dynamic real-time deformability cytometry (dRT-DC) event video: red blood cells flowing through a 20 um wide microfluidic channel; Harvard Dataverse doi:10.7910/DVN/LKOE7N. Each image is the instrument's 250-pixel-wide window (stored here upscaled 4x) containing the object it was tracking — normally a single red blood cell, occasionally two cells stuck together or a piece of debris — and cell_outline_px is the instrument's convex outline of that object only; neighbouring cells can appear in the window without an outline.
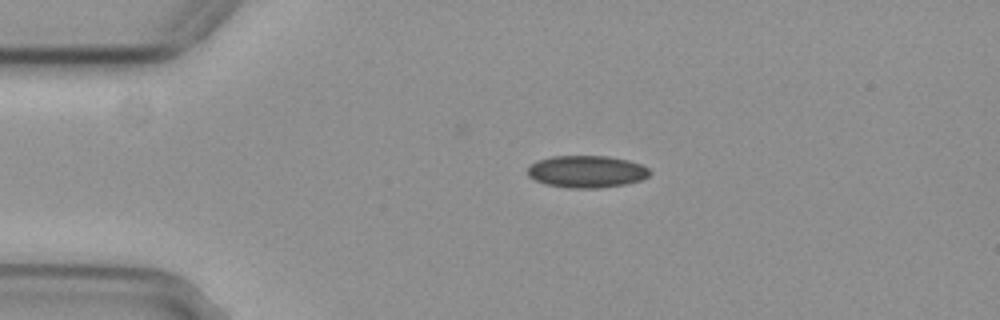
{"species": "common noctule bat (a hibernating species)", "species_latin": "Nyctalus noctula", "temperature_condition": "cold", "stored_images_in_passage": 44, "camera_frame_rate_fps": 3000, "um_per_image_px": 0.085, "animal": {"sex": "female", "body_mass_g": 29.2, "forearm_length_mm": 56.3}, "frame": {"image": 1, "passage_image": 1, "time_ms": 0.0, "image_size_px": [1000, 320], "cell_outline_px": [[652, 172], [648, 176], [640, 180], [624, 184], [600, 188], [568, 188], [544, 184], [528, 176], [528, 168], [536, 160], [552, 156], [608, 156], [628, 160], [640, 164], [648, 168]], "centroid_in_image_um": [49.85, 14.58], "position_along_channel_um": 35.1, "area_um2": 22.89}}
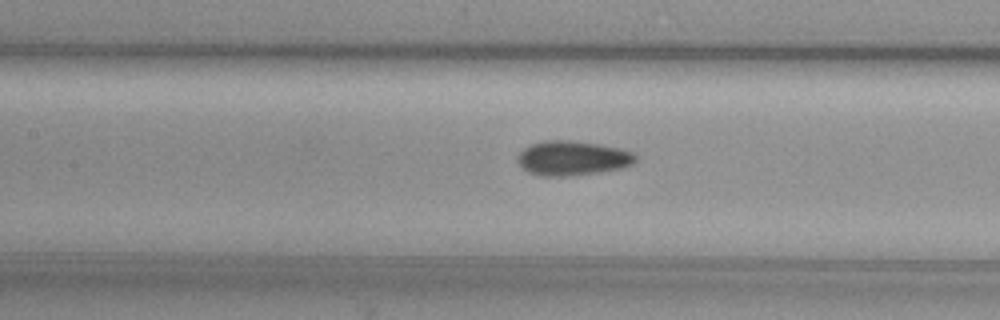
{"frame": {"image": 2, "passage_image": 14, "time_ms": 4.333, "image_size_px": [1000, 320], "cell_outline_px": [[636, 160], [632, 164], [620, 168], [600, 172], [572, 176], [540, 176], [528, 172], [516, 160], [516, 156], [524, 148], [532, 144], [544, 140], [572, 140], [620, 148], [632, 152], [636, 156]], "centroid_in_image_um": [48.63, 13.45], "position_along_channel_um": 158.8, "area_um2": 23.76}}
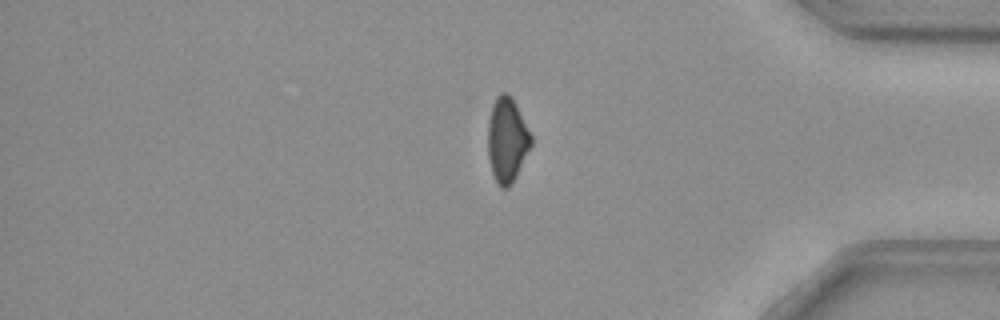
{"frame": {"image": 3, "passage_image": 35, "time_ms": 11.333, "image_size_px": [1000, 320], "cell_outline_px": [[532, 144], [512, 184], [508, 188], [500, 188], [492, 172], [488, 156], [488, 120], [492, 104], [496, 96], [500, 92], [508, 92], [512, 96], [532, 136]], "centroid_in_image_um": [43.09, 11.86], "position_along_channel_um": 392.1, "area_um2": 21.44}}